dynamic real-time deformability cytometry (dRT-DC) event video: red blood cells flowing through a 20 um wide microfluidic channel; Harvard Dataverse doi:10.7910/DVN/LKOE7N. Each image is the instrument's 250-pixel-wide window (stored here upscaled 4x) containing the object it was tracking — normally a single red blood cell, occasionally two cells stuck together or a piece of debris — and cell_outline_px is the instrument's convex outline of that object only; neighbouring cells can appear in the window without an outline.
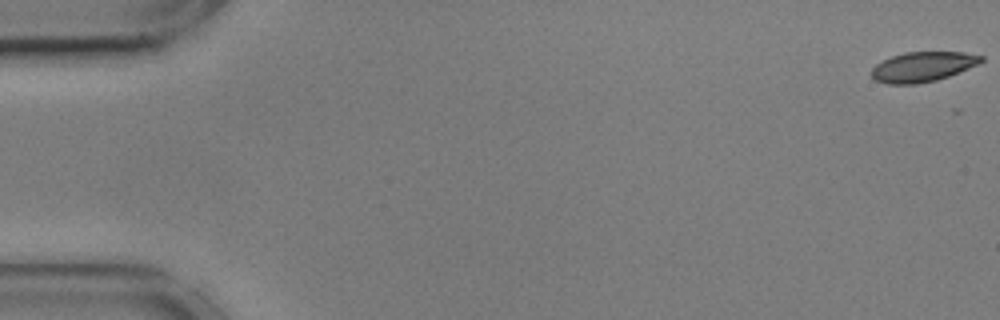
{"species": "common noctule bat (a hibernating species)", "species_latin": "Nyctalus noctula", "temperature_condition": "cold", "stored_images_in_passage": 18, "camera_frame_rate_fps": 3000, "um_per_image_px": 0.085, "animal": {"sex": "male", "body_mass_g": 17.9, "forearm_length_mm": 54.2}, "frame": {"image": 1, "passage_image": 1, "time_ms": 0.0, "image_size_px": [1000, 320], "cell_outline_px": [[984, 60], [976, 64], [948, 76], [936, 80], [916, 84], [888, 84], [876, 80], [872, 76], [872, 68], [876, 64], [892, 56], [904, 52], [964, 52], [984, 56]], "centroid_in_image_um": [78.41, 5.67], "position_along_channel_um": 6.6, "area_um2": 18.84}}
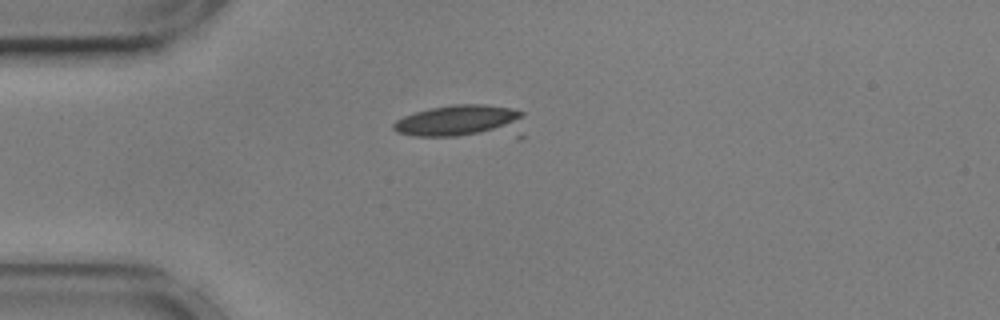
{"frame": {"image": 2, "passage_image": 15, "time_ms": 4.667, "image_size_px": [1000, 320], "cell_outline_px": [[524, 136], [520, 140], [412, 136], [396, 132], [392, 128], [392, 124], [396, 120], [404, 116], [428, 108], [452, 104], [484, 104], [512, 108], [524, 112]], "centroid_in_image_um": [39.44, 10.41], "position_along_channel_um": 45.6, "area_um2": 27.74}}